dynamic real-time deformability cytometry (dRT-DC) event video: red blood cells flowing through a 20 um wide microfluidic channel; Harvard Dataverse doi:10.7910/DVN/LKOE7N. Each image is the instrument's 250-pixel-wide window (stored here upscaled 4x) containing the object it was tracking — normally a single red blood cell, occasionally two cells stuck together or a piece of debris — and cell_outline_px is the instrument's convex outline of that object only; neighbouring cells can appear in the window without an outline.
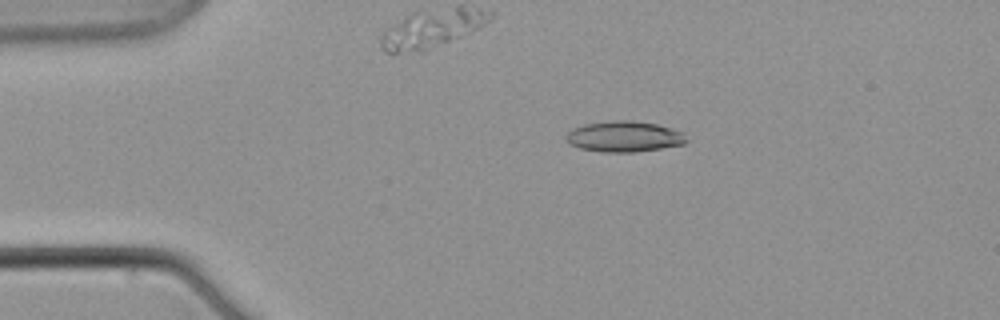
{"species": "common noctule bat (a hibernating species)", "species_latin": "Nyctalus noctula", "temperature_condition": "warm", "stored_images_in_passage": 7, "camera_frame_rate_fps": 3000, "um_per_image_px": 0.085, "animal": {"sex": "male", "body_mass_g": 21.5, "forearm_length_mm": 52.0}, "frame": {"image": 1, "passage_image": 5, "time_ms": 5.0, "image_size_px": [1000, 320], "cell_outline_px": [[688, 140], [684, 144], [636, 152], [604, 152], [580, 148], [568, 144], [564, 136], [572, 128], [584, 124], [612, 120], [628, 120], [656, 124], [672, 128], [684, 132]], "centroid_in_image_um": [53.04, 11.6], "position_along_channel_um": 32.0, "area_um2": 21.73}}